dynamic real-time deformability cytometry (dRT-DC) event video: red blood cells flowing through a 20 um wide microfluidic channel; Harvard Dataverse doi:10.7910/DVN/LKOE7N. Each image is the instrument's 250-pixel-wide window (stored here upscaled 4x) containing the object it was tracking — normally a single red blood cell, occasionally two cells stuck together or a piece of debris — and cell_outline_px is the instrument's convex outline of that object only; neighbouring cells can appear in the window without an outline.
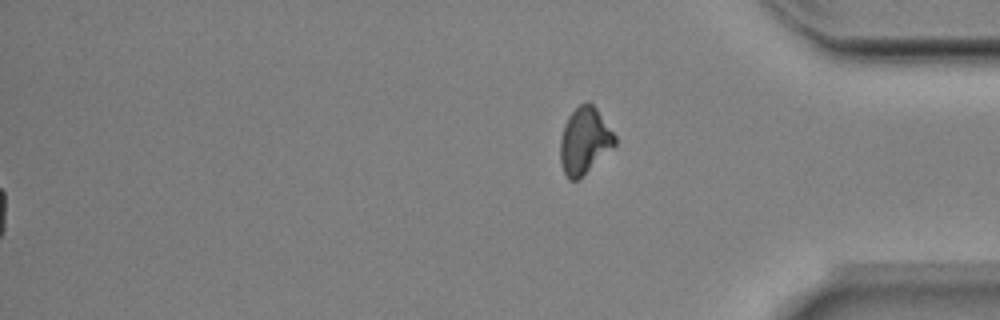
{"species": "Egyptian fruit bat (a non-hibernating species)", "species_latin": "Rousettus aegyptiacus", "temperature_condition": "room temperature", "stored_images_in_passage": 52, "segment_of_instrument_passage": [2, 2], "camera_frame_rate_fps": 3000, "um_per_image_px": 0.085, "animal": {"sex": "male"}, "frame": {"image": 1, "passage_image": 52, "time_ms": 17.0, "image_size_px": [1000, 320], "cell_outline_px": [[616, 144], [580, 180], [568, 180], [564, 172], [560, 160], [560, 140], [564, 124], [568, 116], [580, 104], [588, 100], [596, 108], [616, 136]], "centroid_in_image_um": [49.68, 11.98], "position_along_channel_um": 385.5, "area_um2": 21.27}}